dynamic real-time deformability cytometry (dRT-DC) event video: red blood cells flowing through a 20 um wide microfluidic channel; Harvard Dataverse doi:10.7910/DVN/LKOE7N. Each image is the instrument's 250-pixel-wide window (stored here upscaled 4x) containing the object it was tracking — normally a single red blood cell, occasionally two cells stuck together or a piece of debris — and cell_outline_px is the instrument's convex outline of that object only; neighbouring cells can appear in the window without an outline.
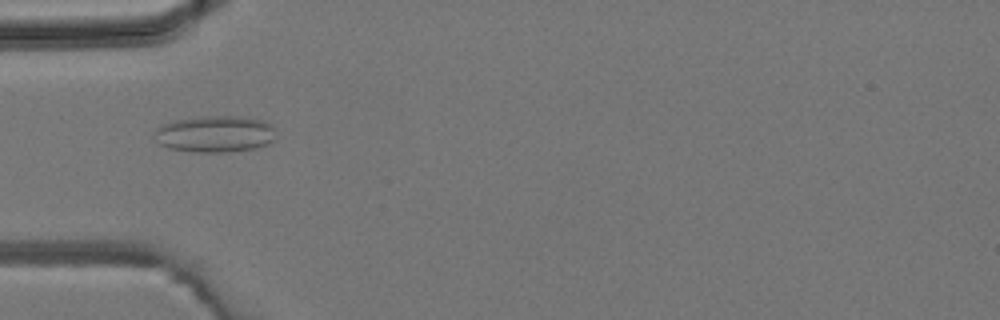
{"species": "common noctule bat (a hibernating species)", "species_latin": "Nyctalus noctula", "temperature_condition": "room temperature", "stored_images_in_passage": 6, "camera_frame_rate_fps": 3000, "um_per_image_px": 0.085, "animal": {"sex": "male", "body_mass_g": 19.2, "forearm_length_mm": 51.8}, "frame": {"image": 1, "passage_image": 5, "time_ms": 4.667, "image_size_px": [1000, 320], "cell_outline_px": [[276, 136], [268, 144], [256, 148], [228, 152], [192, 152], [168, 148], [160, 144], [152, 136], [152, 132], [160, 124], [176, 120], [204, 116], [240, 116], [264, 120], [272, 124]], "centroid_in_image_um": [18.25, 11.39], "position_along_channel_um": 66.7, "area_um2": 26.36}}